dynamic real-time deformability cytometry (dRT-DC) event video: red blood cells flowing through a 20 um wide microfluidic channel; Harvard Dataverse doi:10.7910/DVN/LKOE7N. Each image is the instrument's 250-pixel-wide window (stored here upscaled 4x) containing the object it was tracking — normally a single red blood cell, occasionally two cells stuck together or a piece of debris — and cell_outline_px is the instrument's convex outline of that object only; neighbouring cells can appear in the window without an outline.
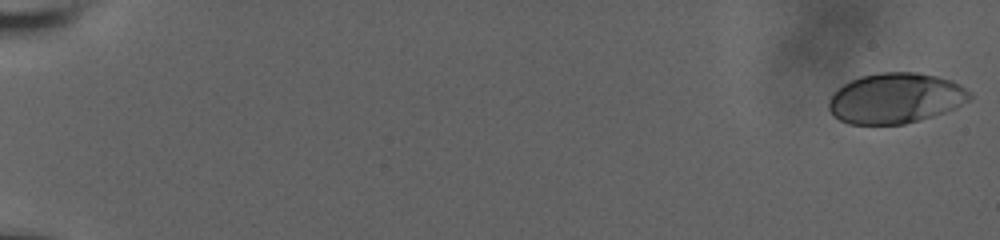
{"species": "human", "species_latin": "Homo sapiens", "temperature_condition": "room temperature", "stored_images_in_passage": 17, "camera_frame_rate_fps": 3000, "um_per_image_px": 0.085, "donor": {"sex": "male"}, "frame": {"image": 1, "passage_image": 1, "time_ms": 0.0, "image_size_px": [1000, 240], "cell_outline_px": [[972, 96], [968, 100], [956, 108], [920, 120], [904, 124], [848, 124], [840, 120], [828, 108], [828, 100], [844, 84], [860, 76], [880, 72], [916, 72], [936, 76], [952, 80], [960, 84], [972, 92]], "centroid_in_image_um": [76.16, 8.34], "position_along_channel_um": 8.8, "area_um2": 41.33}}
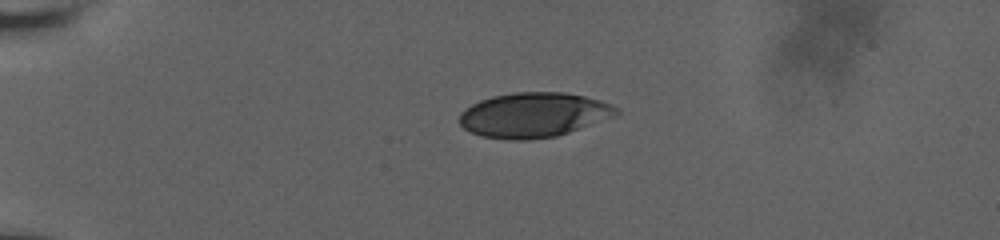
{"frame": {"image": 2, "passage_image": 10, "time_ms": 5.0, "image_size_px": [1000, 240], "cell_outline_px": [[620, 112], [568, 132], [556, 136], [528, 140], [512, 140], [480, 136], [464, 128], [460, 124], [460, 112], [472, 104], [480, 100], [492, 96], [512, 92], [564, 92], [584, 96], [600, 100], [616, 108]], "centroid_in_image_um": [45.28, 9.76], "position_along_channel_um": 39.7, "area_um2": 40.34}}
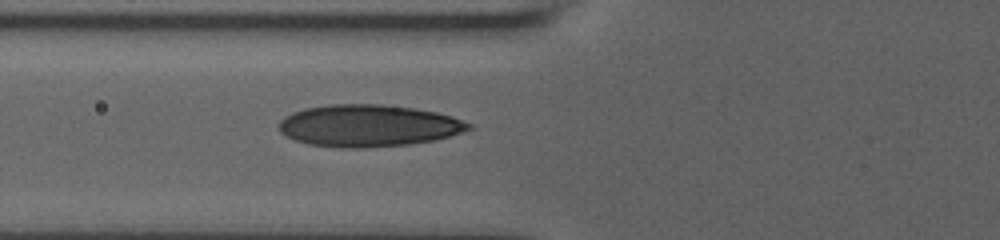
{"frame": {"image": 3, "passage_image": 17, "time_ms": 8.0, "image_size_px": [1000, 240], "cell_outline_px": [[472, 128], [436, 140], [408, 144], [360, 148], [340, 148], [308, 144], [284, 136], [276, 128], [276, 124], [284, 116], [292, 112], [304, 108], [332, 104], [380, 104], [412, 108], [436, 112], [452, 116], [472, 124]], "centroid_in_image_um": [31.24, 10.68], "position_along_channel_um": 94.6, "area_um2": 46.59}}